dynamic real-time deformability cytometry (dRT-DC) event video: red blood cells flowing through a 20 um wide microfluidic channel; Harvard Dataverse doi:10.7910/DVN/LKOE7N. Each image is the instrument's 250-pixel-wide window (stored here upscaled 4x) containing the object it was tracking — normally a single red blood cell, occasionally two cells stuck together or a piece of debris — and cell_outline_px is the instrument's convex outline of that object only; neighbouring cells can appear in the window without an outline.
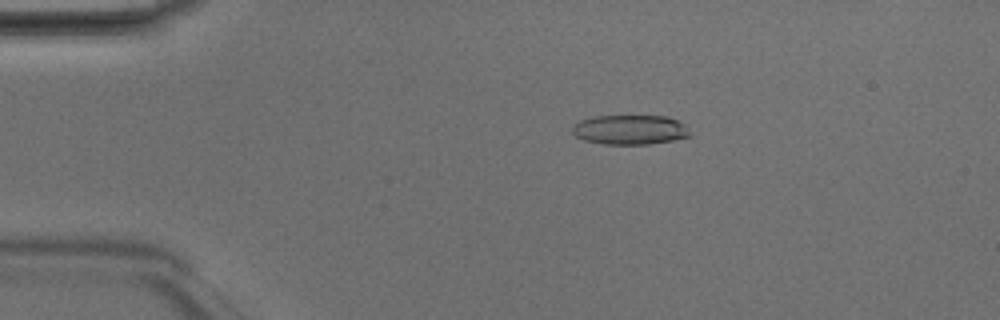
{"species": "Egyptian fruit bat (a non-hibernating species)", "species_latin": "Rousettus aegyptiacus", "temperature_condition": "room temperature", "stored_images_in_passage": 41, "camera_frame_rate_fps": 3000, "um_per_image_px": 0.085, "animal": {"sex": "male"}, "frame": {"image": 1, "passage_image": 5, "time_ms": 1.333, "image_size_px": [1000, 320], "cell_outline_px": [[688, 136], [672, 140], [648, 144], [600, 144], [584, 140], [576, 136], [572, 132], [572, 128], [580, 120], [592, 116], [668, 116], [688, 124]], "centroid_in_image_um": [53.55, 11.02], "position_along_channel_um": 31.5, "area_um2": 20.35}}
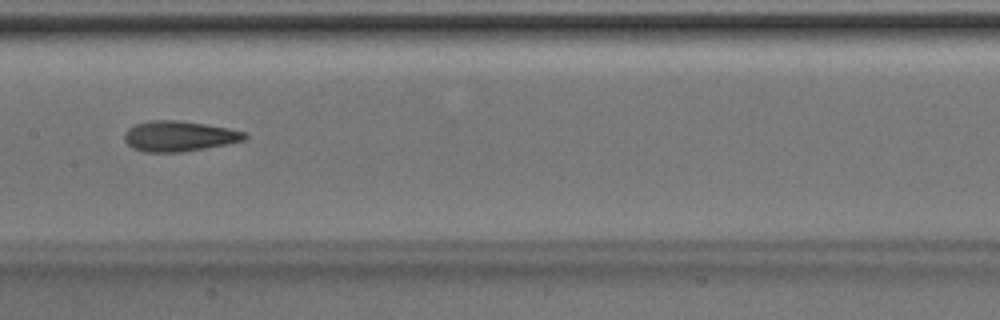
{"frame": {"image": 2, "passage_image": 20, "time_ms": 6.333, "image_size_px": [1000, 320], "cell_outline_px": [[248, 136], [244, 140], [228, 144], [180, 152], [144, 152], [132, 148], [124, 140], [124, 132], [128, 128], [136, 124], [148, 120], [180, 120], [228, 128], [244, 132]], "centroid_in_image_um": [15.18, 11.57], "position_along_channel_um": 192.2, "area_um2": 21.33}}
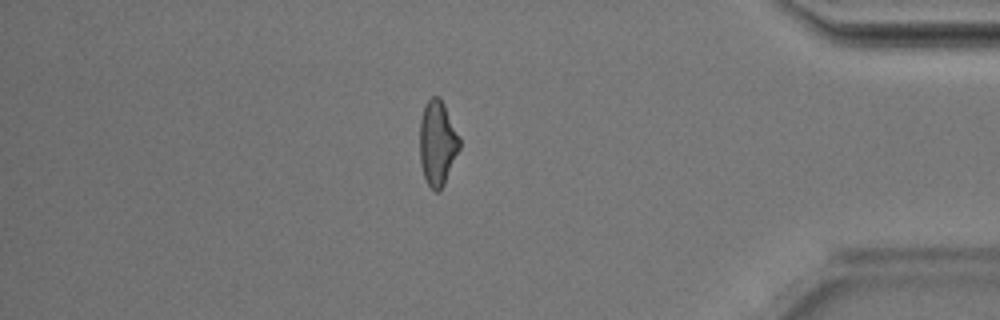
{"frame": {"image": 3, "passage_image": 37, "time_ms": 12.0, "image_size_px": [1000, 320], "cell_outline_px": [[460, 148], [444, 184], [436, 192], [428, 184], [424, 176], [420, 164], [420, 120], [424, 108], [428, 100], [432, 96], [440, 96], [460, 136]], "centroid_in_image_um": [37.19, 12.13], "position_along_channel_um": 398.0, "area_um2": 19.59}}